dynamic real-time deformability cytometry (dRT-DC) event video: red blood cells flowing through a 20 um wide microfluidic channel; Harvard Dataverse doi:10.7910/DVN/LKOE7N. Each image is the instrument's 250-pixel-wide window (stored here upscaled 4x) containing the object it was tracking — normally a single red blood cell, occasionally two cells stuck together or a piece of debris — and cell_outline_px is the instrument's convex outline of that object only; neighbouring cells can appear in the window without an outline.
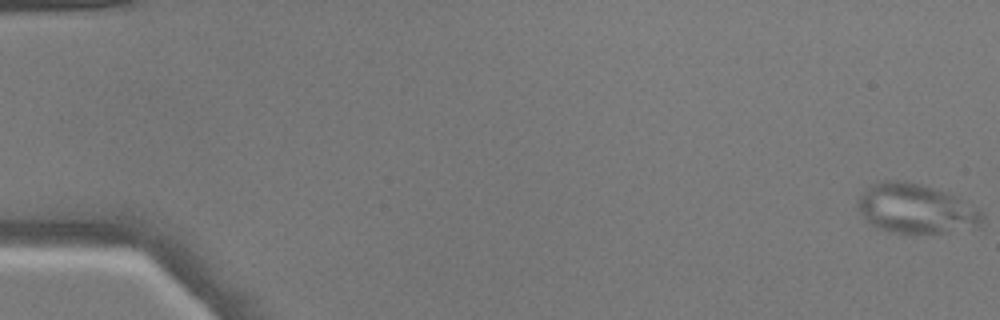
{"species": "common noctule bat (a hibernating species)", "species_latin": "Nyctalus noctula", "temperature_condition": "warm", "stored_images_in_passage": 46, "camera_frame_rate_fps": 3000, "um_per_image_px": 0.085, "animal": {"sex": "male", "body_mass_g": 17.9}, "frame": {"image": 1, "passage_image": 1, "time_ms": 0.0, "image_size_px": [1000, 320], "cell_outline_px": [[984, 220], [980, 228], [944, 232], [904, 236], [888, 232], [868, 224], [864, 220], [856, 208], [856, 200], [872, 184], [884, 180], [904, 180], [920, 184], [956, 196], [980, 208], [984, 212]], "centroid_in_image_um": [77.86, 17.79], "position_along_channel_um": 7.1, "area_um2": 37.17}}
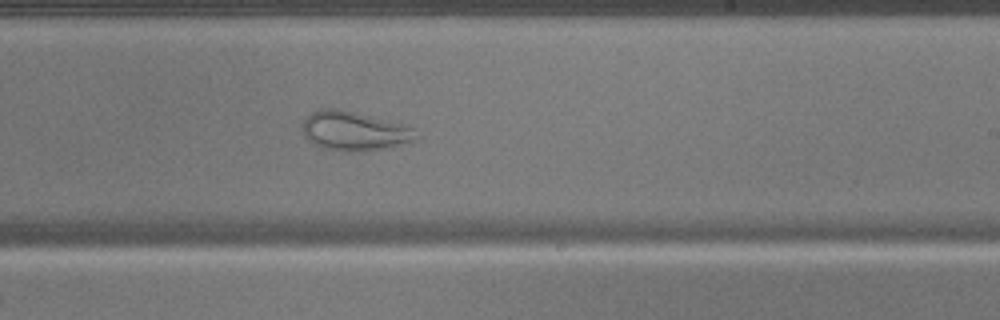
{"frame": {"image": 2, "passage_image": 32, "time_ms": 10.333, "image_size_px": [1000, 320], "cell_outline_px": [[420, 136], [412, 140], [380, 148], [352, 152], [348, 152], [320, 148], [312, 144], [304, 136], [300, 128], [300, 124], [304, 116], [312, 112], [324, 108], [336, 108], [356, 112], [388, 120], [412, 128]], "centroid_in_image_um": [29.97, 11.12], "position_along_channel_um": 259.0, "area_um2": 25.89}}
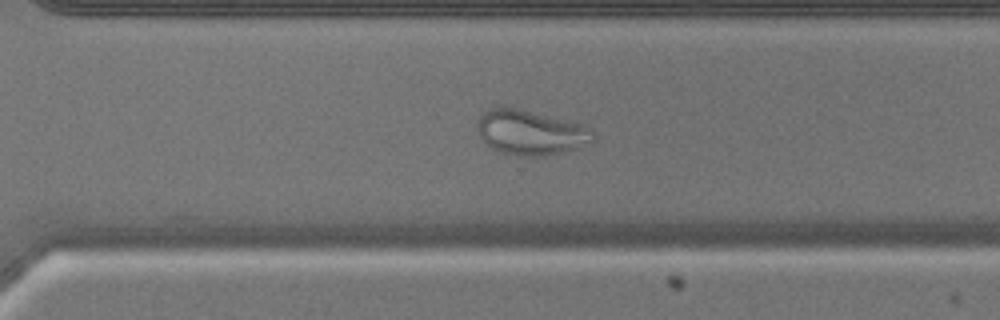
{"frame": {"image": 3, "passage_image": 37, "time_ms": 12.0, "image_size_px": [1000, 320], "cell_outline_px": [[596, 140], [580, 148], [544, 156], [520, 156], [500, 152], [492, 148], [480, 136], [480, 116], [492, 104], [500, 104], [520, 108], [572, 120], [592, 128], [596, 132]], "centroid_in_image_um": [45.18, 11.22], "position_along_channel_um": 325.4, "area_um2": 31.1}}